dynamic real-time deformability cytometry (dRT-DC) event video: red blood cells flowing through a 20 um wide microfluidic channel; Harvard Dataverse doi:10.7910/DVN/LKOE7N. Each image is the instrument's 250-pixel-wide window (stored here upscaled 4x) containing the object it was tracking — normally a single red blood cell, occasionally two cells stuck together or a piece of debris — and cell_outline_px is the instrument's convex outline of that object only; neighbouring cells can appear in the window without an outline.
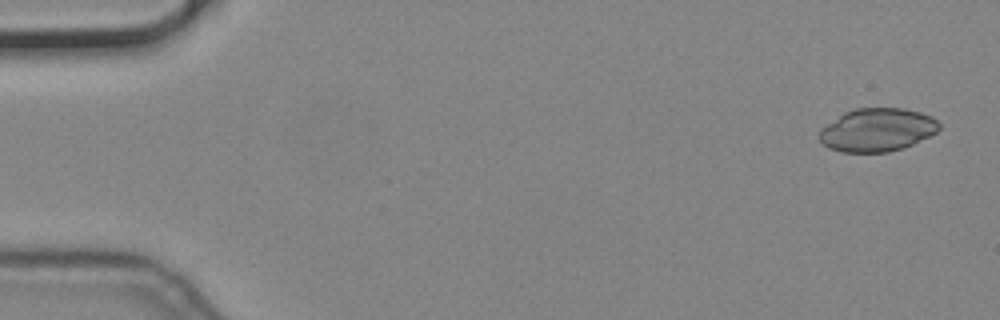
{"species": "common noctule bat (a hibernating species)", "species_latin": "Nyctalus noctula", "temperature_condition": "cold", "stored_images_in_passage": 4, "camera_frame_rate_fps": 3000, "um_per_image_px": 0.085, "animal": {"sex": "male", "body_mass_g": 19.2, "forearm_length_mm": 51.8}, "frame": {"image": 1, "passage_image": 1, "time_ms": 0.0, "image_size_px": [1000, 320], "cell_outline_px": [[940, 128], [936, 132], [904, 148], [888, 152], [840, 152], [828, 148], [820, 140], [820, 128], [844, 112], [856, 108], [904, 108], [920, 112], [932, 116], [940, 124]], "centroid_in_image_um": [74.55, 11.04], "position_along_channel_um": 10.4, "area_um2": 30.17}}